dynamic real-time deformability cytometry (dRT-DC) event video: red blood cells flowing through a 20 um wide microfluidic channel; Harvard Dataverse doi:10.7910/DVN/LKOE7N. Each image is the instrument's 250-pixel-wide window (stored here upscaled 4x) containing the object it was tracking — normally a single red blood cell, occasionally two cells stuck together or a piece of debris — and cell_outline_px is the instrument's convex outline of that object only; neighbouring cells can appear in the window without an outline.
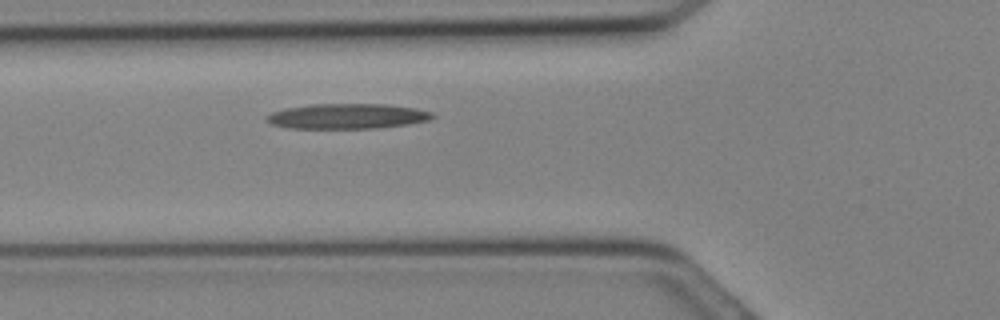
{"species": "Egyptian fruit bat (a non-hibernating species)", "species_latin": "Rousettus aegyptiacus", "temperature_condition": "cold", "stored_images_in_passage": 6, "camera_frame_rate_fps": 3000, "um_per_image_px": 0.085, "animal": {"sex": "female"}, "frame": {"image": 1, "passage_image": 4, "time_ms": 1.0, "image_size_px": [1000, 320], "cell_outline_px": [[436, 116], [428, 120], [408, 124], [380, 128], [288, 128], [272, 124], [264, 120], [264, 116], [272, 112], [284, 108], [312, 104], [388, 104], [416, 108], [432, 112]], "centroid_in_image_um": [29.5, 9.87], "position_along_channel_um": 96.3, "area_um2": 24.51}}
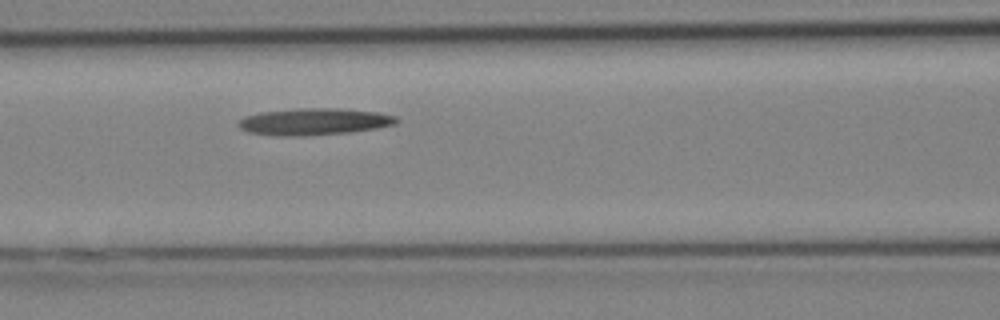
{"frame": {"image": 2, "passage_image": 6, "time_ms": 1.667, "image_size_px": [1000, 320], "cell_outline_px": [[400, 120], [396, 124], [376, 128], [348, 132], [304, 136], [276, 136], [248, 132], [240, 128], [236, 124], [244, 116], [260, 112], [296, 108], [340, 108], [380, 112], [396, 116]], "centroid_in_image_um": [26.69, 10.33], "position_along_channel_um": 139.9, "area_um2": 24.97}}